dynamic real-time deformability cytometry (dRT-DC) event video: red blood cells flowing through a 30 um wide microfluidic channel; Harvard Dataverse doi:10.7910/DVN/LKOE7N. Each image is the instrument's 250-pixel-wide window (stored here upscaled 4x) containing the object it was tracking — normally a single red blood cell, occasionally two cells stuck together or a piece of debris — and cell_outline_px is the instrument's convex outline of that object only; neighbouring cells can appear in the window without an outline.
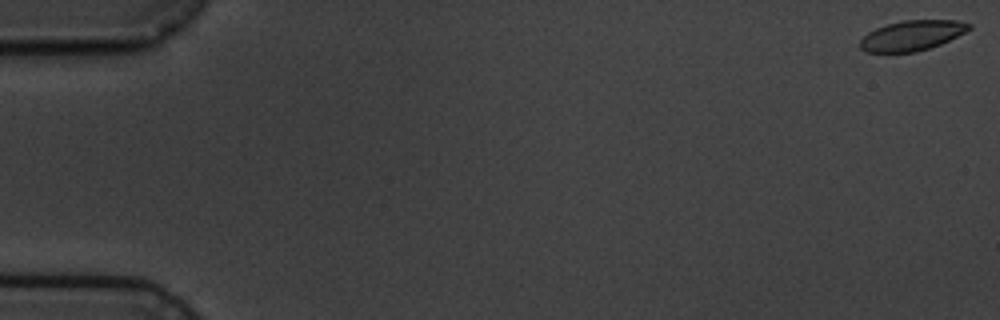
{"species": "common noctule bat (a hibernating species)", "species_latin": "Nyctalus noctula", "temperature_condition": "cold", "stored_images_in_passage": 4, "camera_frame_rate_fps": 3000, "um_per_image_px": 0.085, "animal": {"sex": "male", "body_mass_g": 19.5, "forearm_length_mm": 54.6}, "frame": {"image": 1, "passage_image": 1, "time_ms": 0.0, "image_size_px": [1000, 320], "cell_outline_px": [[972, 28], [940, 44], [916, 52], [864, 52], [860, 48], [860, 40], [868, 32], [876, 28], [888, 24], [904, 20], [956, 20], [972, 24]], "centroid_in_image_um": [77.5, 3.01], "position_along_channel_um": 7.5, "area_um2": 18.96}}